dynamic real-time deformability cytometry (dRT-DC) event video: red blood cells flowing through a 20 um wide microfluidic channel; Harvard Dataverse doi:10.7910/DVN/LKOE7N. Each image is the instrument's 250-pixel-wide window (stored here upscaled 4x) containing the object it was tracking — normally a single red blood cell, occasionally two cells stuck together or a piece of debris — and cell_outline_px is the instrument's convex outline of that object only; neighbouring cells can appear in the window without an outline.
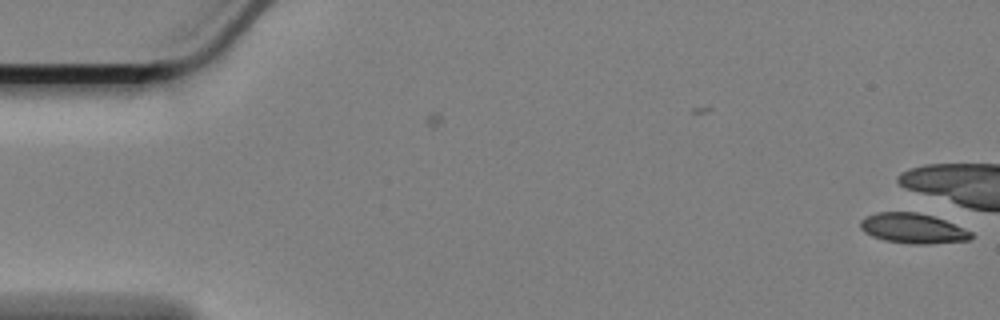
{"species": "Egyptian fruit bat (a non-hibernating species)", "species_latin": "Rousettus aegyptiacus", "temperature_condition": "cold", "stored_images_in_passage": 3, "camera_frame_rate_fps": 3000, "um_per_image_px": 0.085, "animal": {"sex": "female"}, "frame": {"image": 1, "passage_image": 3, "time_ms": 0.667, "image_size_px": [1000, 320], "cell_outline_px": [[972, 236], [968, 240], [924, 244], [916, 244], [884, 240], [872, 236], [864, 232], [860, 228], [860, 220], [876, 212], [916, 212], [932, 216], [944, 220], [972, 232]], "centroid_in_image_um": [77.55, 19.4], "position_along_channel_um": 7.4, "area_um2": 19.07}}